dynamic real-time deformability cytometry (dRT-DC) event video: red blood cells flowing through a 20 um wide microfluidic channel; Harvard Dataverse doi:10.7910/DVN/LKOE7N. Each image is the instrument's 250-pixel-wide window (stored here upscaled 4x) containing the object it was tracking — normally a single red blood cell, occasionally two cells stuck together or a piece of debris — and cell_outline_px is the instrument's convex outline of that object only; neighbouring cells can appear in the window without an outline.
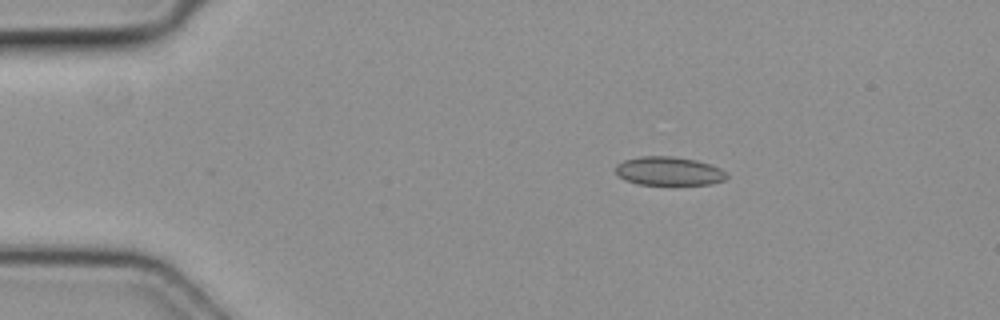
{"species": "common noctule bat (a hibernating species)", "species_latin": "Nyctalus noctula", "temperature_condition": "cold", "stored_images_in_passage": 5, "camera_frame_rate_fps": 3000, "um_per_image_px": 0.085, "animal": {"sex": "female", "body_mass_g": 19.3, "forearm_length_mm": 54.1}, "frame": {"image": 1, "passage_image": 1, "time_ms": 0.0, "image_size_px": [1000, 320], "cell_outline_px": [[728, 176], [724, 180], [712, 184], [636, 184], [624, 180], [616, 172], [616, 164], [624, 160], [640, 156], [672, 156], [696, 160], [720, 168], [728, 172]], "centroid_in_image_um": [56.85, 14.54], "position_along_channel_um": 28.1, "area_um2": 18.55}}
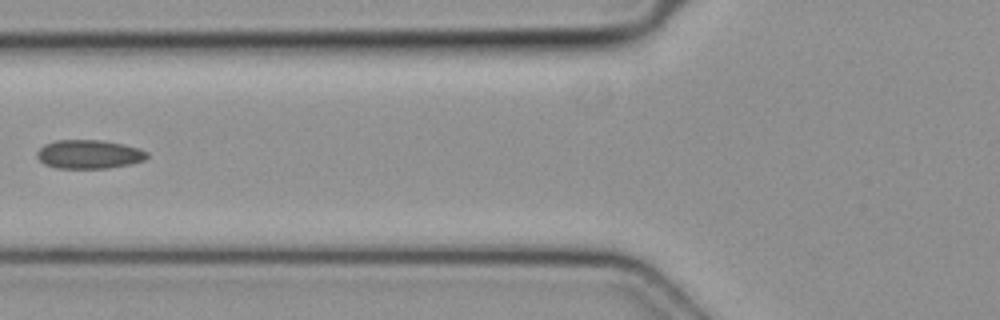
{"frame": {"image": 2, "passage_image": 4, "time_ms": 1.0, "image_size_px": [1000, 320], "cell_outline_px": [[148, 156], [144, 160], [132, 164], [108, 168], [56, 168], [44, 164], [36, 156], [36, 152], [44, 144], [56, 140], [100, 140], [120, 144], [136, 148], [148, 152]], "centroid_in_image_um": [7.53, 13.12], "position_along_channel_um": 118.3, "area_um2": 18.38}}
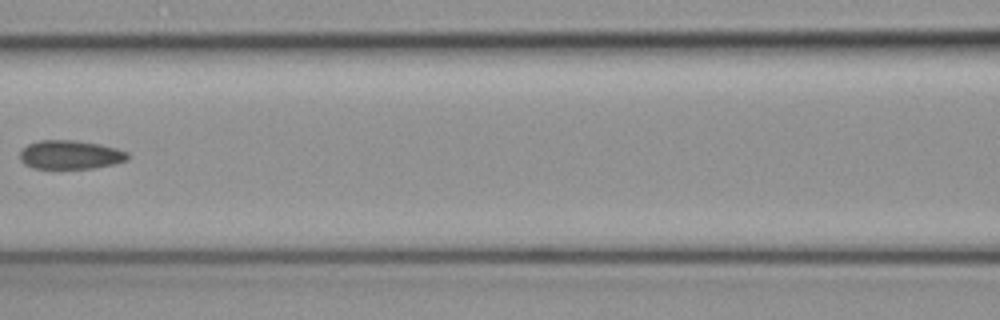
{"frame": {"image": 3, "passage_image": 5, "time_ms": 1.333, "image_size_px": [1000, 320], "cell_outline_px": [[128, 160], [116, 164], [92, 168], [32, 168], [24, 164], [20, 160], [20, 152], [28, 144], [40, 140], [76, 140], [100, 144], [116, 148], [128, 152]], "centroid_in_image_um": [5.99, 13.15], "position_along_channel_um": 160.6, "area_um2": 18.15}}